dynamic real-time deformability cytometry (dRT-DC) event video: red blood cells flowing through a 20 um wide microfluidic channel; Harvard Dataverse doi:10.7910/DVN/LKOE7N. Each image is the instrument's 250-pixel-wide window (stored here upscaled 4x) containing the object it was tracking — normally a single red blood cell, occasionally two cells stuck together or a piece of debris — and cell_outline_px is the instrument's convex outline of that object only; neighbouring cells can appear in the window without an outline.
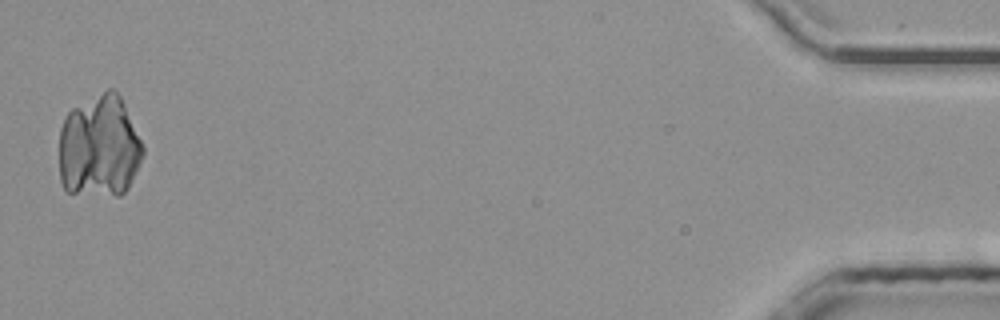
{"species": "common noctule bat (a hibernating species)", "species_latin": "Nyctalus noctula", "temperature_condition": "room temperature", "stored_images_in_passage": 50, "camera_frame_rate_fps": 3000, "um_per_image_px": 0.085, "animal": {"sex": "male", "body_mass_g": 20.4}, "frame": {"image": 1, "passage_image": 50, "time_ms": 16.333, "image_size_px": [1000, 320], "cell_outline_px": [[144, 156], [128, 188], [120, 196], [116, 196], [64, 192], [60, 180], [60, 128], [64, 116], [72, 108], [108, 88], [112, 88], [120, 96], [124, 104], [144, 148]], "centroid_in_image_um": [8.43, 12.49], "position_along_channel_um": 426.8, "area_um2": 50.46}}